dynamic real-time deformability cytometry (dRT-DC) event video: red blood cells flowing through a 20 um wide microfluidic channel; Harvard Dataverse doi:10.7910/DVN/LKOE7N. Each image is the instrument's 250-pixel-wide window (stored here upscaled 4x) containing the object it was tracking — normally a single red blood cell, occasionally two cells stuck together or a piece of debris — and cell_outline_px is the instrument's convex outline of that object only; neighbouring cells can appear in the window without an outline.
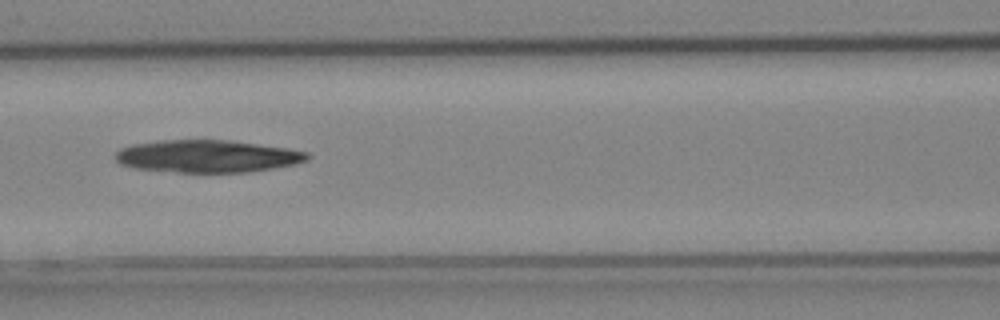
{"species": "Egyptian fruit bat (a non-hibernating species)", "species_latin": "Rousettus aegyptiacus", "temperature_condition": "cold", "stored_images_in_passage": 8, "camera_frame_rate_fps": 3000, "um_per_image_px": 0.085, "animal": {"sex": "female"}, "frame": {"image": 1, "passage_image": 7, "time_ms": 2.0, "image_size_px": [1000, 320], "cell_outline_px": [[312, 156], [308, 160], [296, 164], [272, 168], [244, 172], [176, 172], [132, 168], [120, 164], [116, 160], [116, 152], [120, 148], [132, 144], [160, 140], [228, 140], [288, 148], [308, 152]], "centroid_in_image_um": [17.62, 13.28], "position_along_channel_um": 149.0, "area_um2": 36.36}}